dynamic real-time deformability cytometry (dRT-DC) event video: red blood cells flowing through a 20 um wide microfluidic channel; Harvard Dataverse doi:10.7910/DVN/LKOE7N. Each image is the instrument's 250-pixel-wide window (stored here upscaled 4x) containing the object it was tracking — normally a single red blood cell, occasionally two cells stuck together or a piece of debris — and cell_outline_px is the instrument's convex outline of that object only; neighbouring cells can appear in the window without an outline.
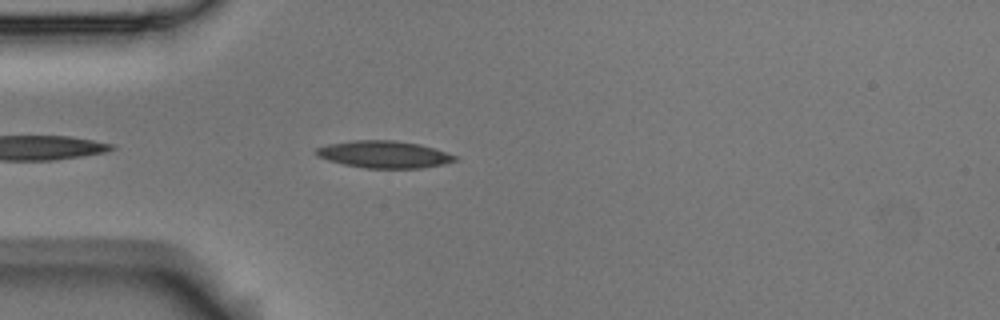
{"species": "Egyptian fruit bat (a non-hibernating species)", "species_latin": "Rousettus aegyptiacus", "temperature_condition": "room temperature", "stored_images_in_passage": 8, "camera_frame_rate_fps": 3000, "um_per_image_px": 0.085, "animal": {"sex": "male"}, "frame": {"image": 1, "passage_image": 4, "time_ms": 1.0, "image_size_px": [1000, 320], "cell_outline_px": [[456, 160], [444, 164], [420, 168], [364, 168], [344, 164], [328, 160], [316, 156], [316, 148], [328, 144], [352, 140], [396, 140], [420, 144], [456, 156]], "centroid_in_image_um": [32.61, 13.12], "position_along_channel_um": 52.4, "area_um2": 21.79}}